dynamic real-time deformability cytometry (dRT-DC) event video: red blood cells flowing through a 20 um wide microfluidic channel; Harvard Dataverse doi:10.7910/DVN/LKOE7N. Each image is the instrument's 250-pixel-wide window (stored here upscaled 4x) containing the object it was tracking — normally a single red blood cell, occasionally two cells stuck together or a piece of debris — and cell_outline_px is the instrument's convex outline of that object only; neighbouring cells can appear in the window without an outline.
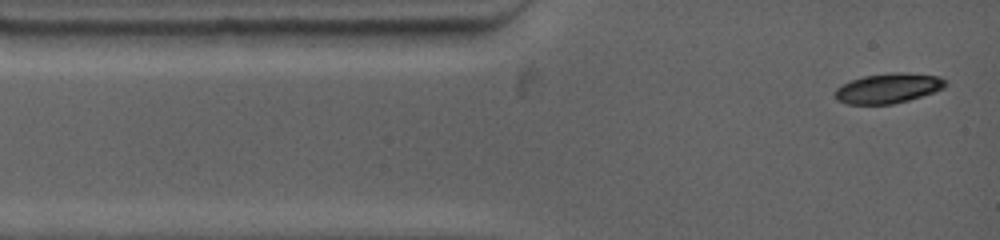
{"species": "common noctule bat (a hibernating species)", "species_latin": "Nyctalus noctula", "temperature_condition": "warm", "stored_images_in_passage": 44, "camera_frame_rate_fps": 4500, "um_per_image_px": 0.085, "animal": {"sex": "female", "body_mass_g": 19.0, "forearm_length_mm": 53.3}, "frame": {"image": 1, "passage_image": 1, "time_ms": 0.0, "image_size_px": [1000, 240], "cell_outline_px": [[948, 84], [944, 88], [908, 100], [892, 104], [848, 104], [836, 100], [836, 88], [852, 80], [864, 76], [892, 72], [900, 72], [940, 76], [948, 80]], "centroid_in_image_um": [75.53, 7.49], "position_along_channel_um": 9.5, "area_um2": 19.13}}
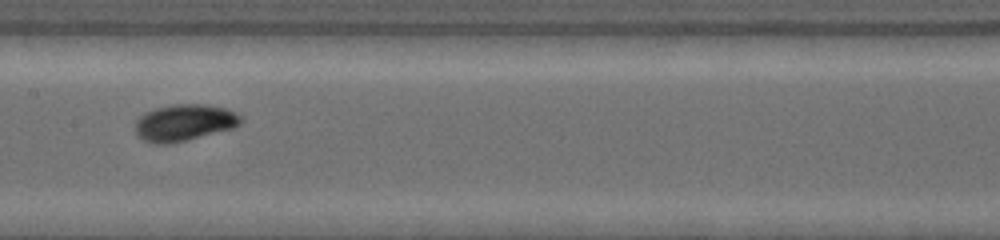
{"frame": {"image": 2, "passage_image": 19, "time_ms": 5.778, "image_size_px": [1000, 240], "cell_outline_px": [[244, 120], [240, 124], [232, 128], [172, 144], [152, 144], [136, 136], [136, 120], [144, 112], [156, 108], [172, 104], [208, 104], [224, 108], [240, 116]], "centroid_in_image_um": [15.62, 10.43], "position_along_channel_um": 191.8, "area_um2": 22.6}}
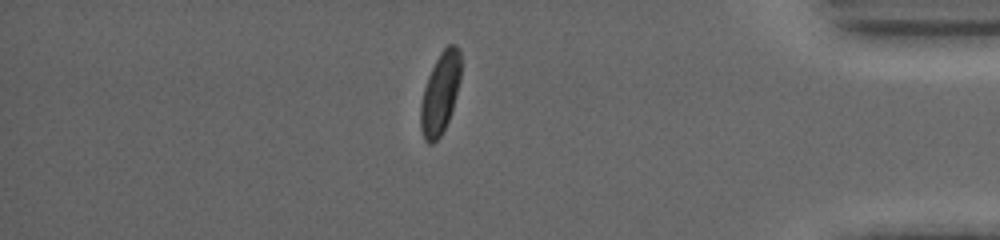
{"frame": {"image": 3, "passage_image": 38, "time_ms": 12.222, "image_size_px": [1000, 240], "cell_outline_px": [[460, 80], [452, 108], [448, 120], [440, 136], [432, 144], [428, 144], [424, 140], [420, 128], [420, 104], [424, 88], [428, 76], [440, 52], [448, 44], [456, 44], [460, 52]], "centroid_in_image_um": [37.39, 7.94], "position_along_channel_um": 397.8, "area_um2": 18.96}, "authors_computed_cell_mechanics": {"area_um2": 20.519, "velocity_mm_per_s": 3.7938, "shape_relaxation_time_tau1_ms": 2.7232, "shape_relaxation_time_tau2_ms": 1.6864, "deformation_change_tau1": 0.1413, "deformation_change_tau2": 0.0266}}